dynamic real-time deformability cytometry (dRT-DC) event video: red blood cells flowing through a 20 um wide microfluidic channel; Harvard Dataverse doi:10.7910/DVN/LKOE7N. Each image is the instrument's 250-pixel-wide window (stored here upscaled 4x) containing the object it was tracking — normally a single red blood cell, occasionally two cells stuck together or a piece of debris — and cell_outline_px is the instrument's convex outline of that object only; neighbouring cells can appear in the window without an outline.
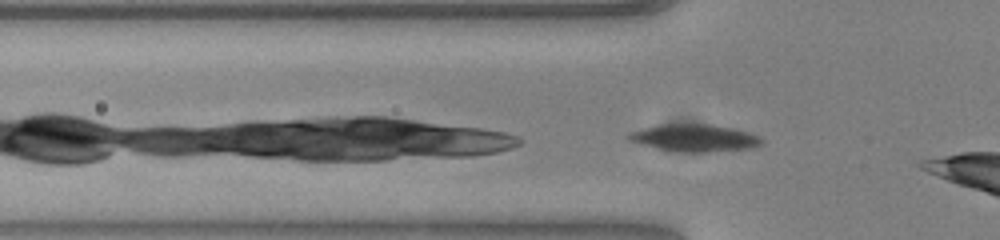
{"species": "common noctule bat (a hibernating species)", "species_latin": "Nyctalus noctula", "temperature_condition": "warm", "stored_images_in_passage": 32, "camera_frame_rate_fps": 3000, "um_per_image_px": 0.085, "animal": {"sex": "female", "body_mass_g": 23.0, "forearm_length_mm": 53.4}, "frame": {"image": 1, "passage_image": 2, "time_ms": 0.333, "image_size_px": [1000, 240], "cell_outline_px": [[764, 140], [760, 144], [748, 148], [708, 152], [684, 152], [660, 148], [628, 140], [628, 136], [632, 132], [644, 128], [660, 124], [712, 124], [732, 128], [748, 132], [760, 136]], "centroid_in_image_um": [59.09, 11.71], "position_along_channel_um": 66.7, "area_um2": 20.63}}
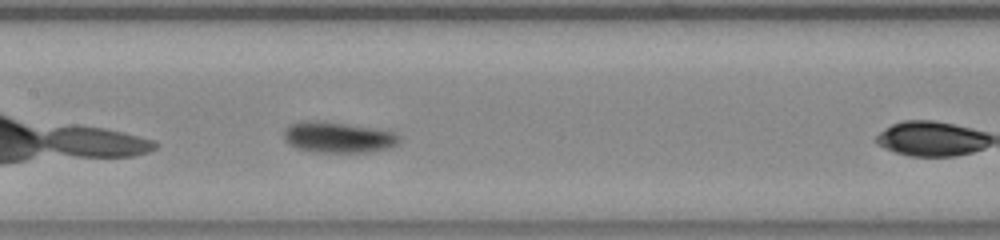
{"frame": {"image": 2, "passage_image": 11, "time_ms": 3.333, "image_size_px": [1000, 240], "cell_outline_px": [[400, 144], [388, 148], [368, 152], [312, 152], [296, 148], [288, 144], [284, 136], [284, 128], [288, 124], [300, 120], [320, 120], [396, 132], [400, 136]], "centroid_in_image_um": [28.7, 11.66], "position_along_channel_um": 178.7, "area_um2": 21.04}}
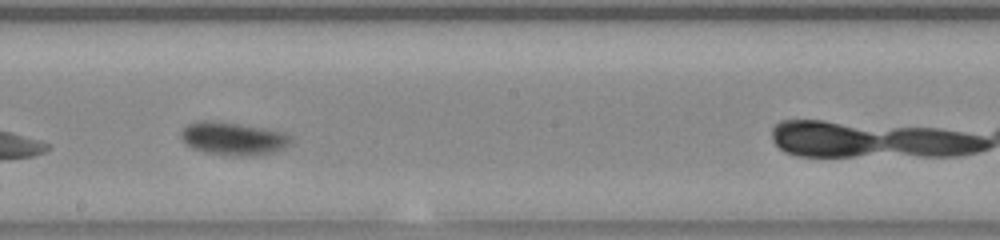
{"frame": {"image": 3, "passage_image": 15, "time_ms": 4.667, "image_size_px": [1000, 240], "cell_outline_px": [[292, 140], [288, 144], [272, 152], [252, 156], [236, 156], [204, 152], [192, 148], [180, 136], [180, 132], [188, 124], [200, 120], [204, 120], [236, 124], [284, 132], [292, 136]], "centroid_in_image_um": [19.8, 11.79], "position_along_channel_um": 228.4, "area_um2": 20.63}, "authors_computed_cell_mechanics": {"area_um2": 19.6809, "velocity_mm_per_s": 3.7529, "shape_relaxation_time_tau1_ms": 2.6943, "shape_relaxation_time_tau2_ms": 1.223, "deformation_change_tau1": 0.1209, "deformation_change_tau2": 0.0416}}